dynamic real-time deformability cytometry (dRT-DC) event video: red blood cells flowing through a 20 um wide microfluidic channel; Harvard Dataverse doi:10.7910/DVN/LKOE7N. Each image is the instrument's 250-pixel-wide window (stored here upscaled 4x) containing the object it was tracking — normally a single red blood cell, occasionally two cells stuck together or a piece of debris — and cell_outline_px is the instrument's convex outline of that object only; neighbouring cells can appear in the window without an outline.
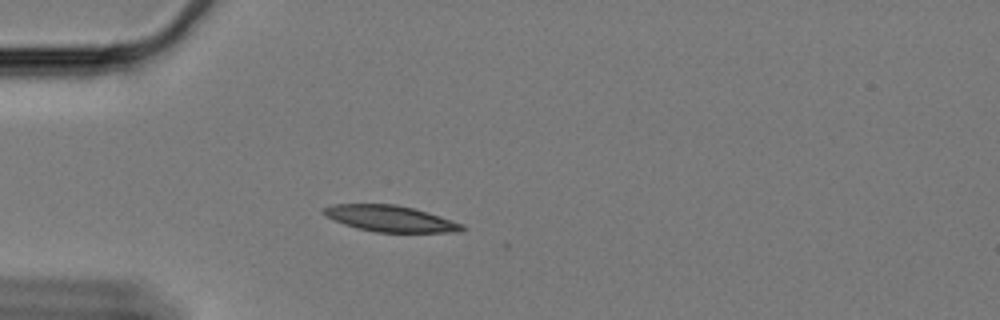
{"species": "Egyptian fruit bat (a non-hibernating species)", "species_latin": "Rousettus aegyptiacus", "temperature_condition": "cold", "stored_images_in_passage": 5, "camera_frame_rate_fps": 3000, "um_per_image_px": 0.085, "animal": {"sex": "female"}, "frame": {"image": 1, "passage_image": 1, "time_ms": 0.0, "image_size_px": [1000, 320], "cell_outline_px": [[468, 228], [464, 232], [376, 232], [356, 228], [344, 224], [324, 216], [320, 212], [324, 208], [332, 204], [396, 204], [428, 212], [464, 224]], "centroid_in_image_um": [33.19, 18.58], "position_along_channel_um": 51.8, "area_um2": 21.33}}